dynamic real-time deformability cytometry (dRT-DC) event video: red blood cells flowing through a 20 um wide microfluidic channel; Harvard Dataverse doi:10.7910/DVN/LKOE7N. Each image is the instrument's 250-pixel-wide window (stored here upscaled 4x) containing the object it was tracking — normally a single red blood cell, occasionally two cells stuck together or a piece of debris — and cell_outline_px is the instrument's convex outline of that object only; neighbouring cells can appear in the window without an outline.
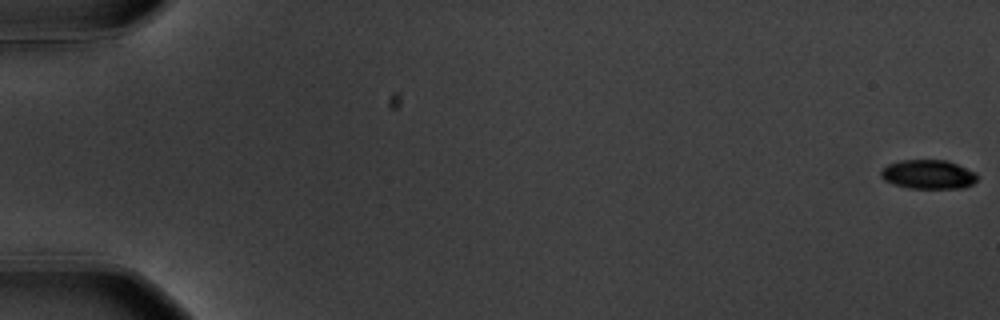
{"species": "common noctule bat (a hibernating species)", "species_latin": "Nyctalus noctula", "temperature_condition": "warm", "stored_images_in_passage": 59, "camera_frame_rate_fps": 3000, "um_per_image_px": 0.085, "animal": {"sex": "male", "body_mass_g": 20.1, "forearm_length_mm": 53.5}, "frame": {"image": 1, "passage_image": 1, "time_ms": 0.0, "image_size_px": [1000, 320], "cell_outline_px": [[976, 180], [972, 184], [964, 188], [912, 188], [892, 184], [884, 180], [880, 176], [880, 172], [888, 164], [900, 160], [948, 160], [976, 172]], "centroid_in_image_um": [78.9, 14.82], "position_along_channel_um": 6.1, "area_um2": 16.36}}
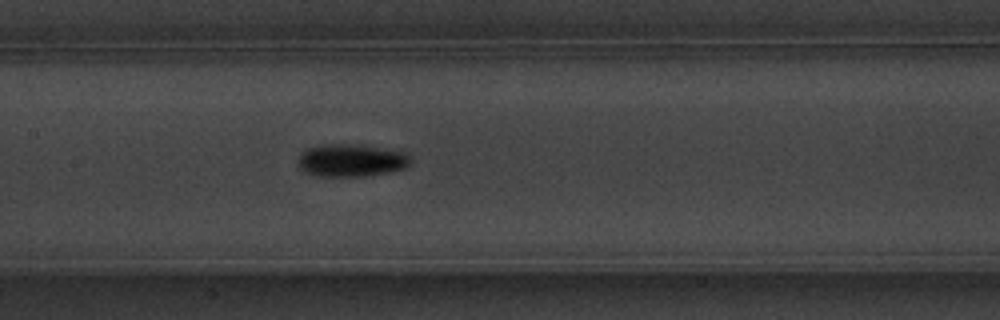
{"frame": {"image": 2, "passage_image": 30, "time_ms": 9.667, "image_size_px": [1000, 320], "cell_outline_px": [[412, 164], [404, 168], [392, 172], [364, 176], [316, 176], [304, 172], [300, 168], [300, 156], [304, 148], [320, 144], [344, 144], [376, 148], [404, 152], [412, 160]], "centroid_in_image_um": [29.84, 13.65], "position_along_channel_um": 177.6, "area_um2": 21.21}}
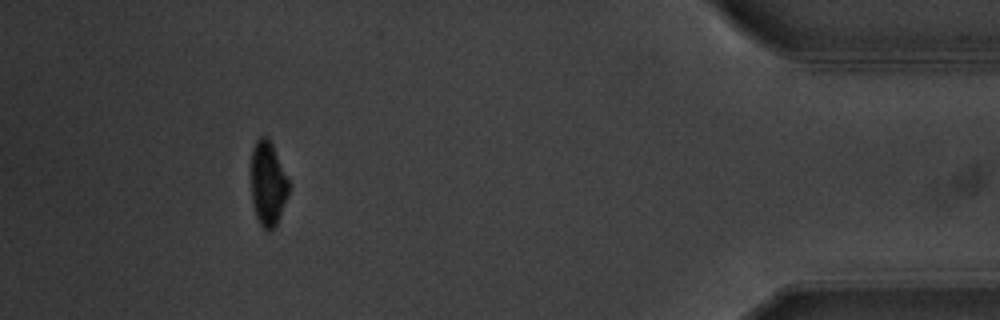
{"frame": {"image": 3, "passage_image": 54, "time_ms": 17.667, "image_size_px": [1000, 320], "cell_outline_px": [[288, 196], [280, 216], [276, 224], [272, 228], [264, 228], [260, 224], [256, 216], [252, 200], [252, 148], [256, 140], [260, 136], [264, 136], [272, 144], [288, 180]], "centroid_in_image_um": [22.77, 15.6], "position_along_channel_um": 412.4, "area_um2": 17.98}, "authors_computed_cell_mechanics": {"area_um2": 18.9006, "velocity_mm_per_s": 3.5928, "shape_relaxation_time_tau1_ms": 2.412, "shape_relaxation_time_tau2_ms": null, "deformation_change_tau1": 0.1297, "deformation_change_tau2": null}}